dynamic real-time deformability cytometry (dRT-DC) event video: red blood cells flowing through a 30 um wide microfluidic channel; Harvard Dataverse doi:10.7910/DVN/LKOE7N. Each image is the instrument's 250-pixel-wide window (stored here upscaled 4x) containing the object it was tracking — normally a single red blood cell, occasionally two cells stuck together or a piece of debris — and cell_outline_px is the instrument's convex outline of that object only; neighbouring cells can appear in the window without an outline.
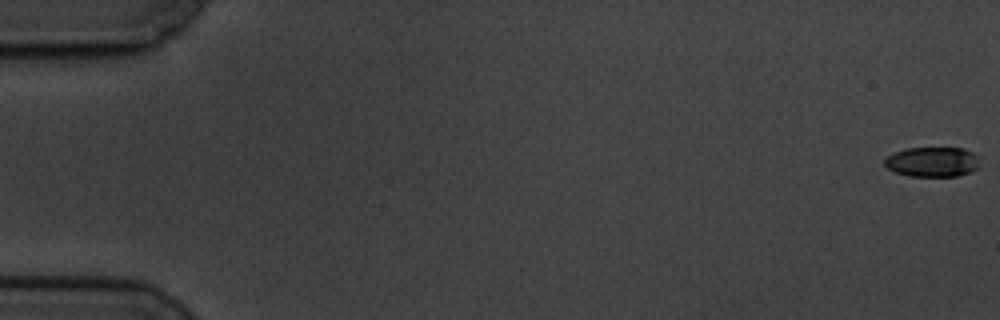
{"species": "common noctule bat (a hibernating species)", "species_latin": "Nyctalus noctula", "temperature_condition": "cold", "stored_images_in_passage": 6, "camera_frame_rate_fps": 3000, "um_per_image_px": 0.085, "animal": {"sex": "male", "body_mass_g": 19.5, "forearm_length_mm": 54.6}, "frame": {"image": 1, "passage_image": 1, "time_ms": 0.0, "image_size_px": [1000, 320], "cell_outline_px": [[980, 168], [972, 172], [956, 176], [908, 176], [896, 172], [888, 168], [884, 164], [884, 160], [892, 152], [904, 148], [964, 148], [972, 152], [976, 156]], "centroid_in_image_um": [79.25, 13.76], "position_along_channel_um": 5.7, "area_um2": 16.7}}
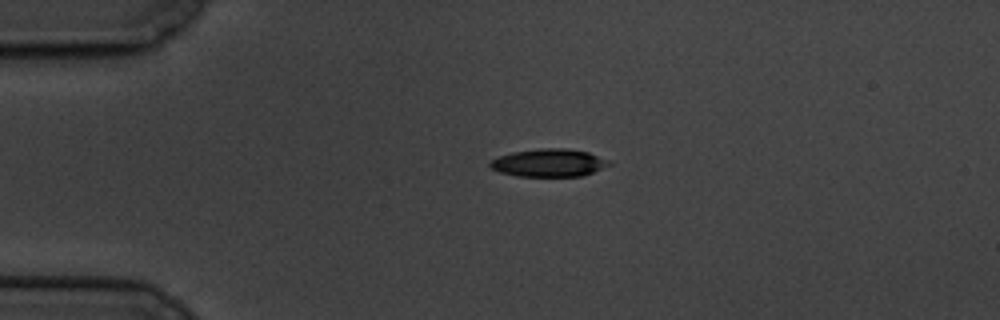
{"frame": {"image": 2, "passage_image": 5, "time_ms": 4.667, "image_size_px": [1000, 320], "cell_outline_px": [[612, 164], [584, 176], [516, 176], [500, 172], [492, 168], [488, 164], [492, 160], [500, 156], [512, 152], [540, 148], [564, 148], [588, 152], [608, 160]], "centroid_in_image_um": [46.67, 13.84], "position_along_channel_um": 38.3, "area_um2": 19.19}}